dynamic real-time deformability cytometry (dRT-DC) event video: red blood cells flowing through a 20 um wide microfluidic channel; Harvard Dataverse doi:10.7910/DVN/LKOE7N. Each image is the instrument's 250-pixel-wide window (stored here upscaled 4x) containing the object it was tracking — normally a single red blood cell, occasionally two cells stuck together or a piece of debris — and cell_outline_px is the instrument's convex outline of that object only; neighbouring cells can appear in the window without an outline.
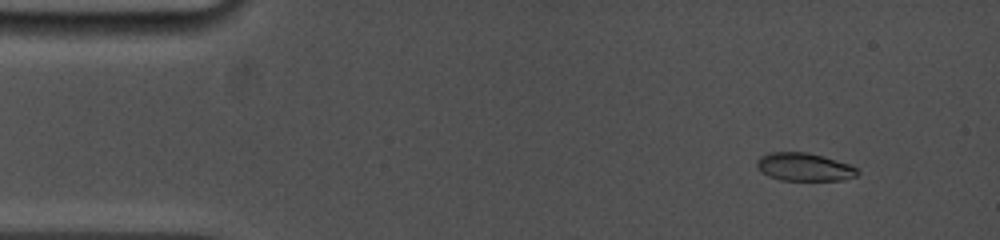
{"species": "common noctule bat (a hibernating species)", "species_latin": "Nyctalus noctula", "temperature_condition": "cold", "stored_images_in_passage": 6, "camera_frame_rate_fps": 5000, "um_per_image_px": 0.085, "animal": {"sex": "female", "body_mass_g": 19.0, "forearm_length_mm": 53.3}, "frame": {"image": 1, "passage_image": 2, "time_ms": 0.8, "image_size_px": [1000, 240], "cell_outline_px": [[860, 172], [856, 176], [844, 180], [780, 180], [768, 176], [756, 164], [756, 160], [760, 156], [768, 152], [808, 152], [824, 156], [848, 164], [856, 168]], "centroid_in_image_um": [68.36, 14.18], "position_along_channel_um": 16.6, "area_um2": 16.42}}
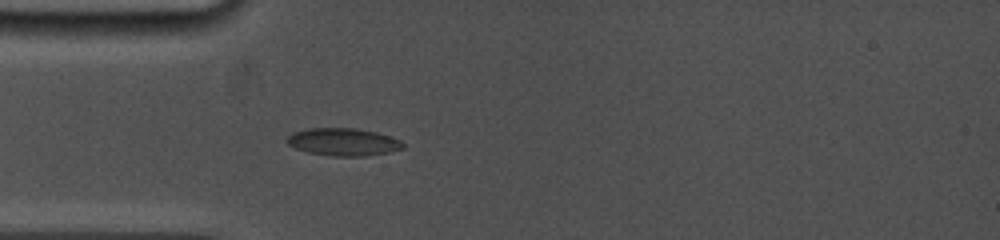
{"frame": {"image": 2, "passage_image": 6, "time_ms": 4.0, "image_size_px": [1000, 240], "cell_outline_px": [[404, 148], [388, 152], [364, 156], [332, 156], [308, 152], [296, 148], [288, 144], [284, 140], [292, 132], [308, 128], [356, 128], [376, 132], [400, 140], [404, 144]], "centroid_in_image_um": [29.14, 12.06], "position_along_channel_um": 55.9, "area_um2": 18.61}}